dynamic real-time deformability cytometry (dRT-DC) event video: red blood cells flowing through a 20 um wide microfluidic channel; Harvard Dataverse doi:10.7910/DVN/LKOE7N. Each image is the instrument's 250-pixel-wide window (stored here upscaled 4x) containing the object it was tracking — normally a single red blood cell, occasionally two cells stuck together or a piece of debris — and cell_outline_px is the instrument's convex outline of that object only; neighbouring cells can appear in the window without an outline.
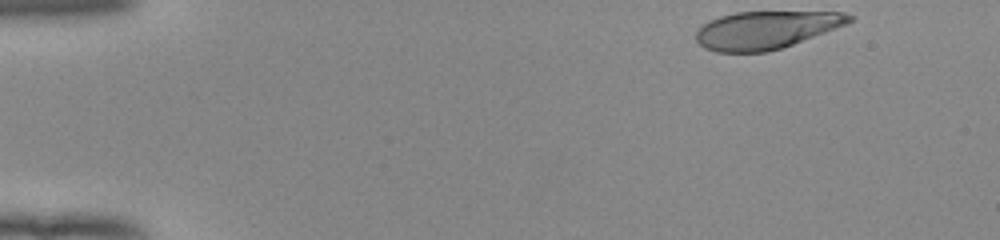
{"species": "human", "species_latin": "Homo sapiens", "temperature_condition": "room temperature", "stored_images_in_passage": 42, "camera_frame_rate_fps": 3000, "um_per_image_px": 0.085, "donor": {"sex": "female"}, "frame": {"image": 1, "passage_image": 1, "time_ms": 0.0, "image_size_px": [1000, 240], "cell_outline_px": [[856, 16], [852, 20], [844, 24], [824, 32], [792, 44], [768, 52], [716, 52], [704, 48], [696, 40], [696, 32], [704, 24], [720, 16], [736, 12], [844, 12]], "centroid_in_image_um": [65.08, 2.54], "position_along_channel_um": 19.9, "area_um2": 33.23}}
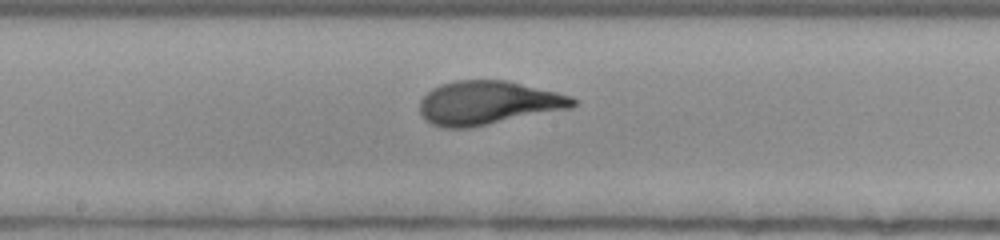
{"frame": {"image": 2, "passage_image": 24, "time_ms": 7.667, "image_size_px": [1000, 240], "cell_outline_px": [[576, 104], [572, 108], [472, 128], [444, 128], [432, 124], [424, 120], [420, 112], [420, 100], [432, 88], [440, 84], [456, 80], [508, 80], [572, 96], [576, 100]], "centroid_in_image_um": [41.48, 8.75], "position_along_channel_um": 206.7, "area_um2": 39.36}}
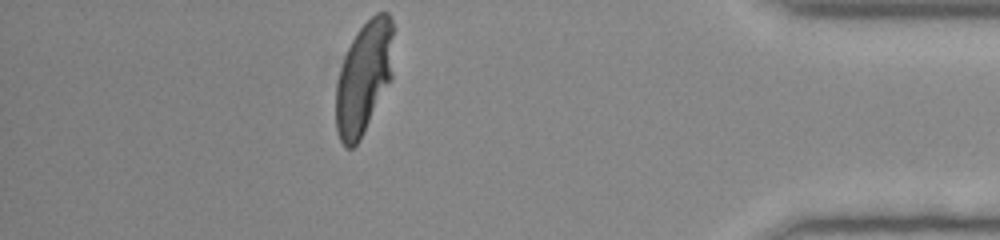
{"frame": {"image": 3, "passage_image": 42, "time_ms": 13.667, "image_size_px": [1000, 240], "cell_outline_px": [[392, 80], [360, 140], [352, 148], [344, 148], [340, 140], [336, 128], [336, 84], [340, 68], [344, 56], [356, 32], [376, 12], [388, 12], [392, 20]], "centroid_in_image_um": [30.92, 6.63], "position_along_channel_um": 404.3, "area_um2": 37.86}, "authors_computed_cell_mechanics": {"area_um2": 37.5411, "velocity_mm_per_s": 3.9232, "shape_relaxation_time_tau1_ms": 4.2881, "shape_relaxation_time_tau2_ms": null, "deformation_change_tau1": 0.216, "deformation_change_tau2": null}}